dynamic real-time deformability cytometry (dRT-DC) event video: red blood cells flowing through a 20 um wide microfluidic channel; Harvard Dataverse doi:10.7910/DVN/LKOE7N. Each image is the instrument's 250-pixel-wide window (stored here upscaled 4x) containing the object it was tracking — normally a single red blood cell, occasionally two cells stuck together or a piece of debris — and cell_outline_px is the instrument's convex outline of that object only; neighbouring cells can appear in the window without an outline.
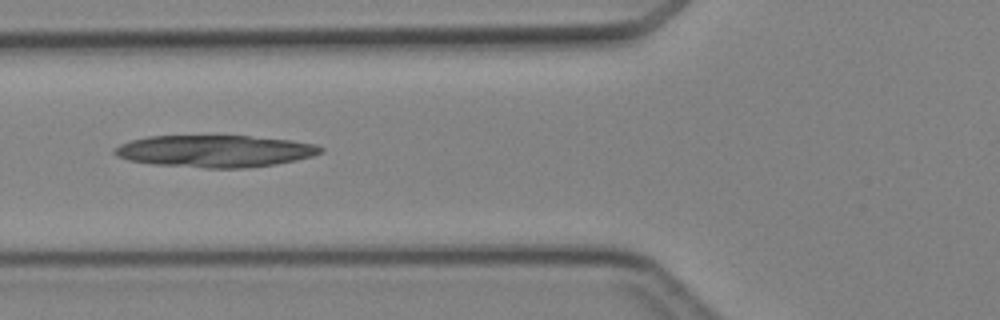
{"species": "Egyptian fruit bat (a non-hibernating species)", "species_latin": "Rousettus aegyptiacus", "temperature_condition": "cold", "stored_images_in_passage": 5, "camera_frame_rate_fps": 3000, "um_per_image_px": 0.085, "animal": {"sex": "female"}, "frame": {"image": 1, "passage_image": 5, "time_ms": 5.333, "image_size_px": [1000, 320], "cell_outline_px": [[324, 152], [312, 156], [296, 160], [276, 164], [244, 168], [204, 168], [152, 164], [128, 160], [116, 156], [112, 152], [112, 148], [120, 144], [132, 140], [148, 136], [248, 136], [292, 140], [316, 144], [324, 148]], "centroid_in_image_um": [18.27, 12.85], "position_along_channel_um": 107.5, "area_um2": 38.67}}